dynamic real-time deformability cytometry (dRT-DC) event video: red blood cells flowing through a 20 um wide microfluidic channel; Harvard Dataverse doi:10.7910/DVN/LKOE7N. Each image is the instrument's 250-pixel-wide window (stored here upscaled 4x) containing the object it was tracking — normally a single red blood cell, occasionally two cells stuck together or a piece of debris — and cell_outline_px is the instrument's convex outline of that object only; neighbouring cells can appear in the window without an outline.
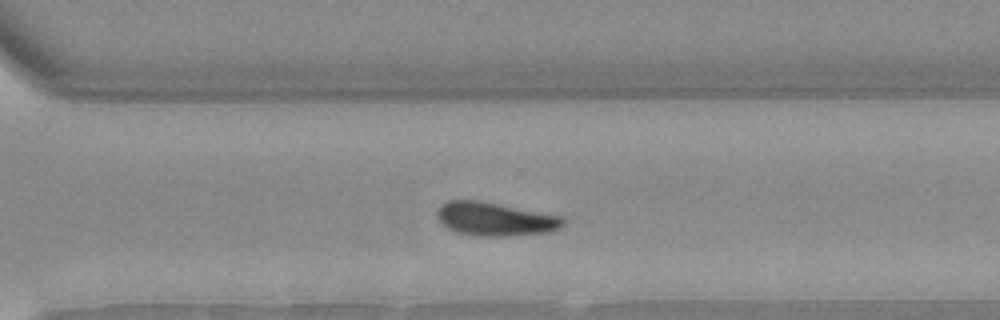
{"species": "Egyptian fruit bat (a non-hibernating species)", "species_latin": "Rousettus aegyptiacus", "temperature_condition": "warm", "stored_images_in_passage": 37, "camera_frame_rate_fps": 3000, "um_per_image_px": 0.085, "animal": {"sex": "female"}, "frame": {"image": 1, "passage_image": 22, "time_ms": 7.0, "image_size_px": [1000, 320], "cell_outline_px": [[564, 224], [560, 228], [552, 232], [504, 236], [480, 236], [456, 232], [448, 228], [436, 216], [436, 212], [440, 204], [448, 200], [476, 200], [564, 216]], "centroid_in_image_um": [42.1, 18.62], "position_along_channel_um": 328.5, "area_um2": 24.62}}
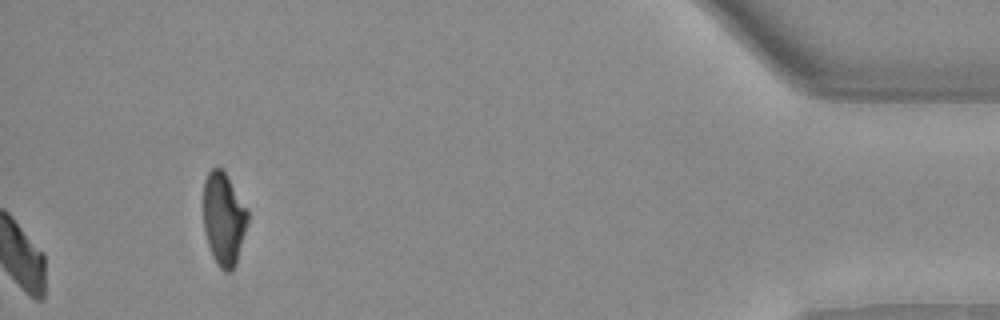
{"frame": {"image": 2, "passage_image": 37, "time_ms": 12.0, "image_size_px": [1000, 320], "cell_outline_px": [[248, 220], [236, 264], [232, 272], [224, 272], [216, 264], [212, 256], [204, 232], [204, 180], [208, 172], [212, 168], [220, 168], [224, 172], [248, 208]], "centroid_in_image_um": [19.01, 18.63], "position_along_channel_um": 416.2, "area_um2": 23.99}, "authors_computed_cell_mechanics": {"area_um2": 24.276, "velocity_mm_per_s": 4.0484, "shape_relaxation_time_tau1_ms": 3.8435, "shape_relaxation_time_tau2_ms": 5.9922, "deformation_change_tau1": 0.1279, "deformation_change_tau2": 0.1117}}